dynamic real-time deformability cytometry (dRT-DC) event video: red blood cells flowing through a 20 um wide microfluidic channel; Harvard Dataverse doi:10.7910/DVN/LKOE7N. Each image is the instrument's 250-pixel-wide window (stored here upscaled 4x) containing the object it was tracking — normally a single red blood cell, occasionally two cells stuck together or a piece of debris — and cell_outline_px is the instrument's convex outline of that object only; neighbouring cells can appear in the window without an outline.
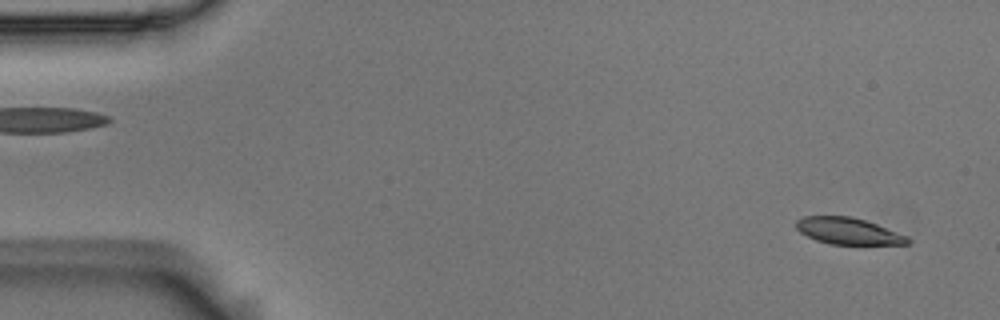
{"species": "Egyptian fruit bat (a non-hibernating species)", "species_latin": "Rousettus aegyptiacus", "temperature_condition": "room temperature", "stored_images_in_passage": 55, "camera_frame_rate_fps": 3000, "um_per_image_px": 0.085, "animal": {"sex": "male"}, "frame": {"image": 1, "passage_image": 3, "time_ms": 0.667, "image_size_px": [1000, 320], "cell_outline_px": [[912, 240], [908, 244], [828, 244], [816, 240], [800, 232], [796, 228], [796, 220], [804, 216], [852, 216], [876, 224], [908, 236]], "centroid_in_image_um": [72.1, 19.64], "position_along_channel_um": 12.9, "area_um2": 17.22}}
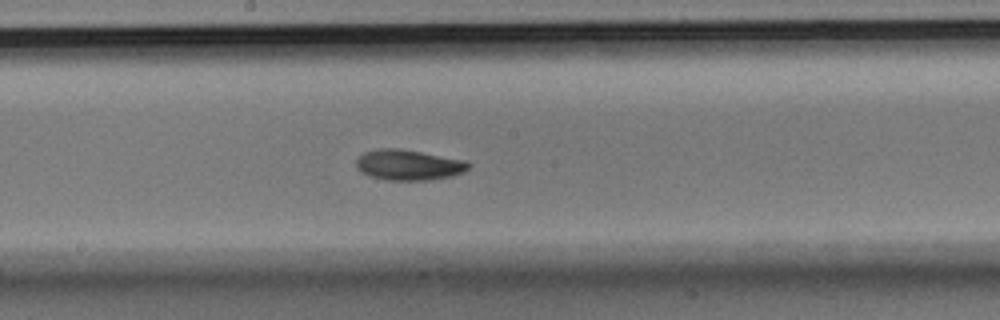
{"frame": {"image": 2, "passage_image": 29, "time_ms": 9.333, "image_size_px": [1000, 320], "cell_outline_px": [[472, 164], [464, 172], [452, 176], [432, 180], [384, 180], [360, 172], [356, 168], [356, 160], [364, 152], [380, 148], [400, 148], [464, 160]], "centroid_in_image_um": [34.73, 14.02], "position_along_channel_um": 213.5, "area_um2": 20.06}}
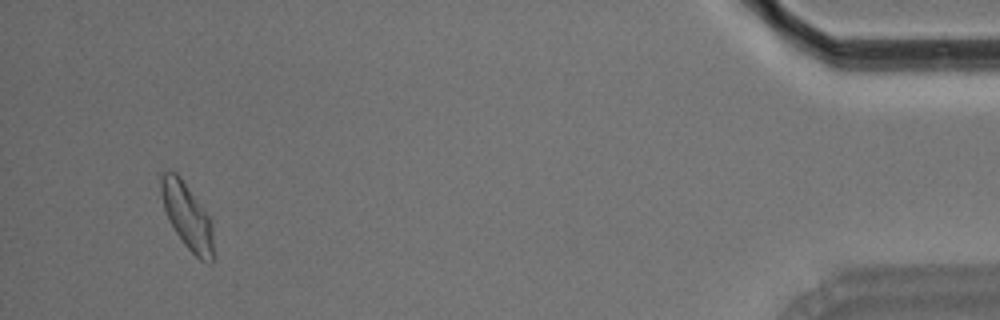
{"frame": {"image": 3, "passage_image": 52, "time_ms": 17.0, "image_size_px": [1000, 320], "cell_outline_px": [[212, 264], [208, 264], [200, 260], [184, 244], [176, 232], [164, 208], [160, 192], [160, 172], [176, 172], [180, 176], [204, 208], [212, 220]], "centroid_in_image_um": [15.91, 18.35], "position_along_channel_um": 419.3, "area_um2": 19.94}, "authors_computed_cell_mechanics": {"area_um2": 19.1318, "velocity_mm_per_s": 3.653, "shape_relaxation_time_tau1_ms": 2.7913, "shape_relaxation_time_tau2_ms": 4.2493, "deformation_change_tau1": 0.1265, "deformation_change_tau2": 0.0888}}